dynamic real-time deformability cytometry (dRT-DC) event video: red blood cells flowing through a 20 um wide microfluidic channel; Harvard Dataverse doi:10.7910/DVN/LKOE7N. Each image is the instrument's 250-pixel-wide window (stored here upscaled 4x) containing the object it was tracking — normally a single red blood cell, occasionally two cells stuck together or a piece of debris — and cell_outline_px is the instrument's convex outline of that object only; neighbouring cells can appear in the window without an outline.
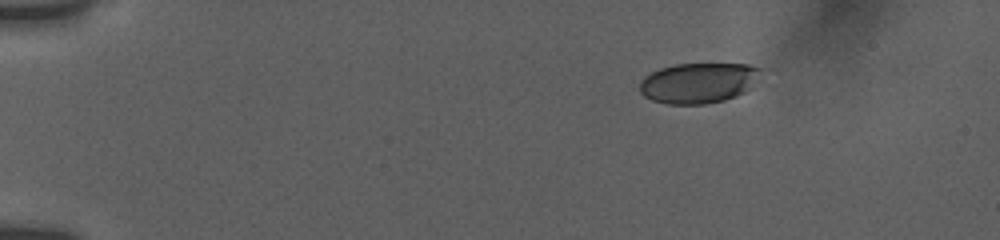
{"species": "human", "species_latin": "Homo sapiens", "temperature_condition": "room temperature", "stored_images_in_passage": 49, "camera_frame_rate_fps": 3000, "um_per_image_px": 0.085, "donor": {"sex": "female"}, "frame": {"image": 1, "passage_image": 1, "time_ms": 0.0, "image_size_px": [1000, 240], "cell_outline_px": [[760, 68], [752, 88], [736, 96], [724, 100], [704, 104], [668, 104], [652, 100], [644, 96], [640, 92], [640, 84], [644, 76], [660, 68], [676, 64], [748, 64]], "centroid_in_image_um": [59.34, 7.05], "position_along_channel_um": 25.7, "area_um2": 28.32}}
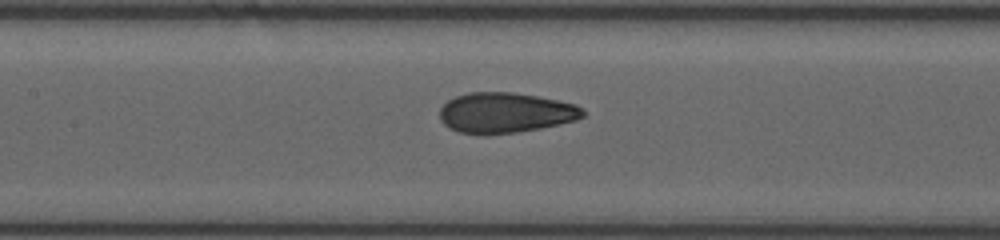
{"frame": {"image": 2, "passage_image": 25, "time_ms": 6.333, "image_size_px": [1000, 240], "cell_outline_px": [[584, 116], [576, 120], [560, 124], [540, 128], [516, 132], [484, 136], [460, 132], [448, 128], [440, 120], [440, 108], [448, 100], [456, 96], [468, 92], [512, 92], [536, 96], [576, 104], [584, 108]], "centroid_in_image_um": [42.94, 9.59], "position_along_channel_um": 164.5, "area_um2": 33.93}}
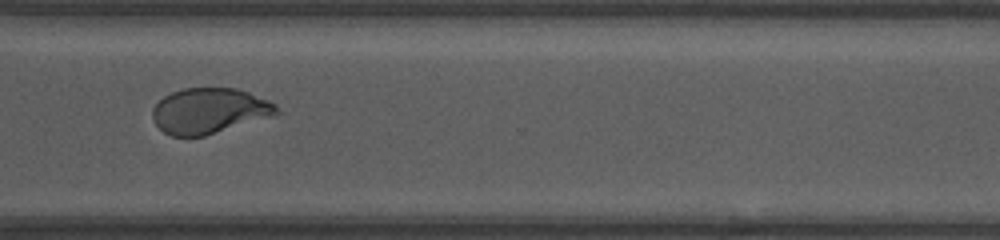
{"frame": {"image": 3, "passage_image": 48, "time_ms": 11.333, "image_size_px": [1000, 240], "cell_outline_px": [[280, 112], [272, 116], [204, 136], [172, 136], [164, 132], [152, 120], [152, 108], [164, 96], [172, 92], [184, 88], [236, 88], [248, 92], [268, 100], [276, 104]], "centroid_in_image_um": [17.78, 9.41], "position_along_channel_um": 352.8, "area_um2": 32.77}}